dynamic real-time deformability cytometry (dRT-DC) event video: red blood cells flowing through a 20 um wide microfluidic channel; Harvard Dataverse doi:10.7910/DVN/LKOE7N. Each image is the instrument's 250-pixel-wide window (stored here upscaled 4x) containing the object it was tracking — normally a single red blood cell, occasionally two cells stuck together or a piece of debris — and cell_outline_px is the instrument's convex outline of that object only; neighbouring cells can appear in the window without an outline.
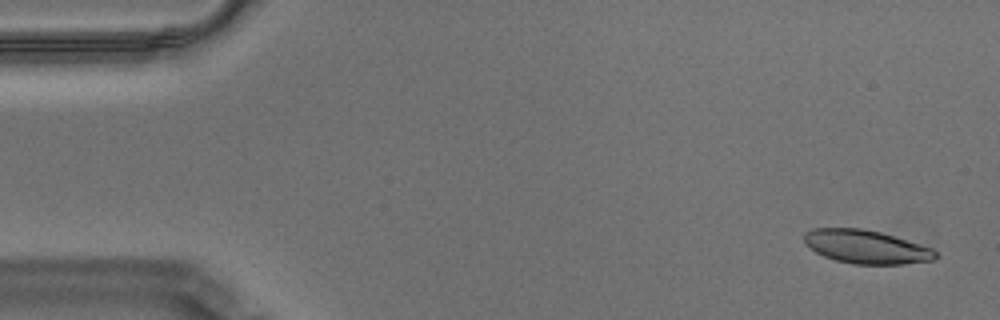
{"species": "Egyptian fruit bat (a non-hibernating species)", "species_latin": "Rousettus aegyptiacus", "temperature_condition": "warm", "stored_images_in_passage": 58, "camera_frame_rate_fps": 3000, "um_per_image_px": 0.085, "animal": {"sex": "male"}, "frame": {"image": 1, "passage_image": 3, "time_ms": 0.667, "image_size_px": [1000, 320], "cell_outline_px": [[940, 256], [936, 260], [904, 264], [852, 264], [836, 260], [824, 256], [816, 252], [804, 240], [804, 232], [812, 228], [864, 228], [880, 232], [920, 244], [932, 248]], "centroid_in_image_um": [73.66, 20.98], "position_along_channel_um": 11.3, "area_um2": 25.66}}
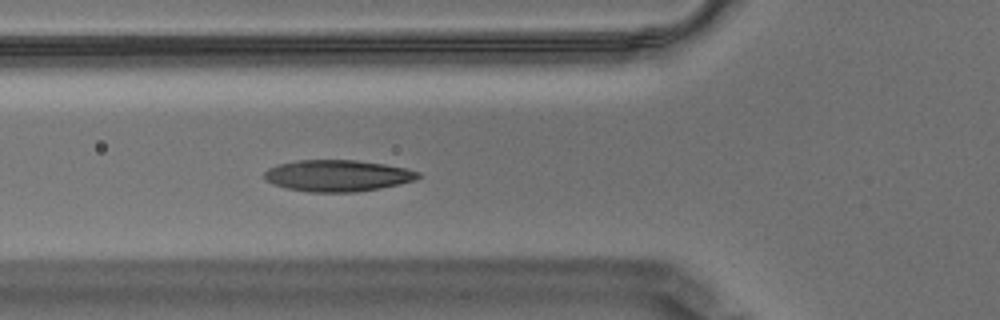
{"frame": {"image": 2, "passage_image": 21, "time_ms": 6.667, "image_size_px": [1000, 320], "cell_outline_px": [[420, 176], [416, 180], [400, 184], [380, 188], [356, 192], [308, 192], [288, 188], [272, 184], [264, 180], [264, 172], [268, 168], [280, 164], [296, 160], [356, 160], [384, 164], [404, 168], [420, 172]], "centroid_in_image_um": [28.68, 14.93], "position_along_channel_um": 97.1, "area_um2": 28.26}}
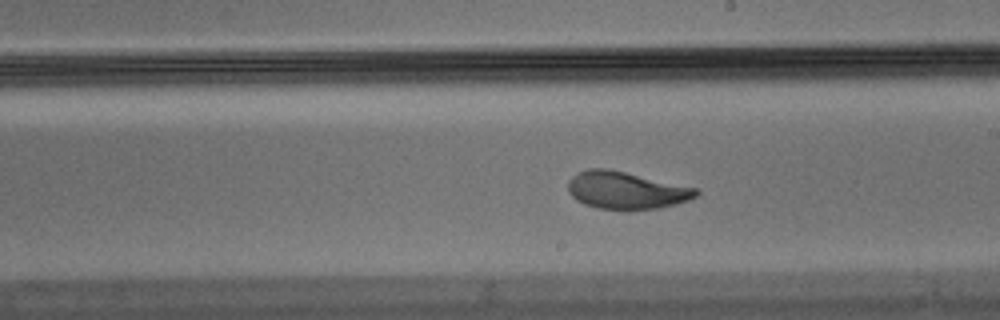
{"frame": {"image": 3, "passage_image": 33, "time_ms": 10.667, "image_size_px": [1000, 320], "cell_outline_px": [[700, 192], [696, 196], [688, 200], [676, 204], [656, 208], [628, 212], [624, 212], [596, 208], [584, 204], [576, 200], [568, 192], [568, 180], [572, 176], [588, 168], [608, 168], [700, 188]], "centroid_in_image_um": [53.23, 16.2], "position_along_channel_um": 235.8, "area_um2": 28.67}, "authors_computed_cell_mechanics": {"area_um2": 27.8018, "velocity_mm_per_s": 3.4573, "shape_relaxation_time_tau1_ms": 3.5085, "shape_relaxation_time_tau2_ms": 2.0279, "deformation_change_tau1": 0.1678, "deformation_change_tau2": 0.0797}}